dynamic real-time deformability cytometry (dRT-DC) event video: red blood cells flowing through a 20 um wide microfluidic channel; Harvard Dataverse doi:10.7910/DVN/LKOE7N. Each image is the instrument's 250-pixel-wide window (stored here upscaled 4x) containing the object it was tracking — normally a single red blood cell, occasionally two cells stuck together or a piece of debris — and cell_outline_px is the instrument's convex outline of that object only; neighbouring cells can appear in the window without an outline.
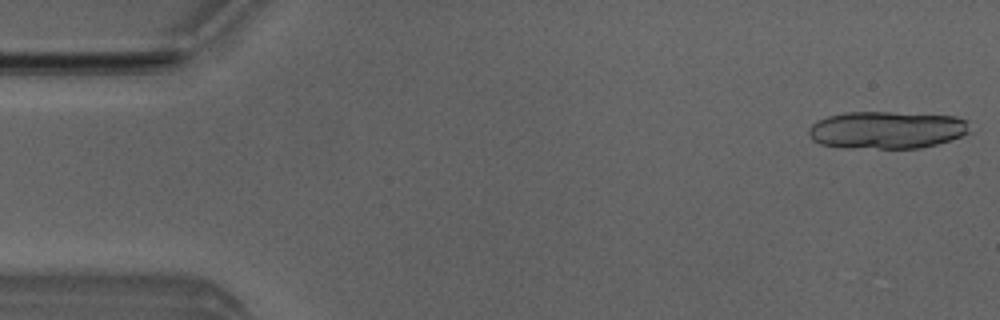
{"species": "Egyptian fruit bat (a non-hibernating species)", "species_latin": "Rousettus aegyptiacus", "temperature_condition": "room temperature", "stored_images_in_passage": 16, "camera_frame_rate_fps": 3000, "um_per_image_px": 0.085, "animal": {"sex": "male"}, "frame": {"image": 1, "passage_image": 1, "time_ms": 0.0, "image_size_px": [1000, 320], "cell_outline_px": [[964, 132], [960, 136], [948, 140], [916, 148], [880, 148], [824, 144], [816, 140], [812, 136], [812, 128], [820, 120], [832, 116], [852, 112], [880, 112], [948, 116], [964, 120]], "centroid_in_image_um": [75.38, 11.04], "position_along_channel_um": 9.6, "area_um2": 32.71}}